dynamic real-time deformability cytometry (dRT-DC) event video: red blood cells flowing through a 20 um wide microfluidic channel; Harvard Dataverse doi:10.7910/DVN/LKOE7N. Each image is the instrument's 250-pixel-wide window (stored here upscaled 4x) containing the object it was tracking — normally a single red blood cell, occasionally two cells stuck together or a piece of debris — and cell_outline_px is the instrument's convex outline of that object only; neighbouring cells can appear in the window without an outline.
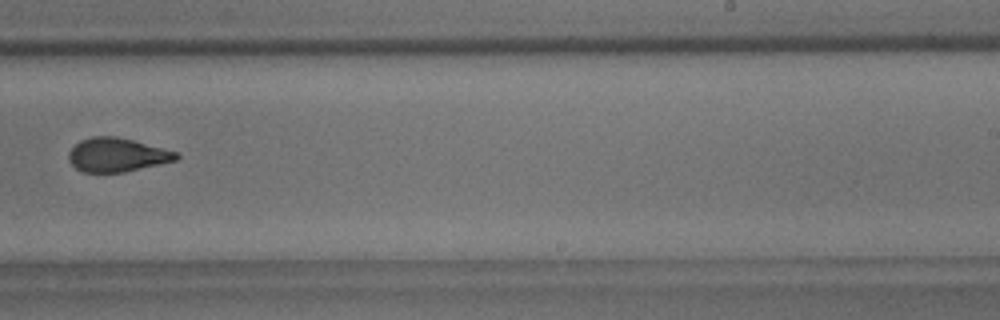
{"species": "common noctule bat (a hibernating species)", "species_latin": "Nyctalus noctula", "temperature_condition": "room temperature", "stored_images_in_passage": 8, "camera_frame_rate_fps": 3000, "um_per_image_px": 0.085, "animal": {"sex": "male", "body_mass_g": 18.8}, "frame": {"image": 1, "passage_image": 7, "time_ms": 2.0, "image_size_px": [1000, 320], "cell_outline_px": [[180, 156], [176, 160], [160, 164], [124, 172], [84, 172], [76, 168], [68, 160], [68, 152], [80, 140], [92, 136], [116, 136], [132, 140], [176, 152]], "centroid_in_image_um": [9.91, 13.16], "position_along_channel_um": 279.1, "area_um2": 20.98}}
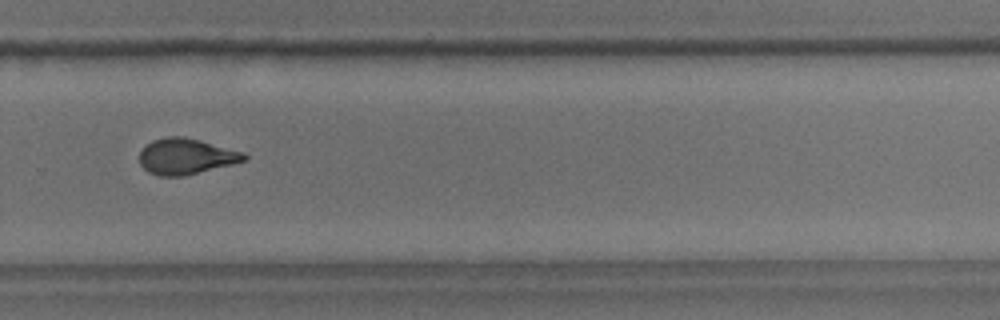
{"frame": {"image": 2, "passage_image": 8, "time_ms": 2.333, "image_size_px": [1000, 320], "cell_outline_px": [[248, 160], [184, 176], [160, 176], [148, 172], [140, 164], [140, 152], [152, 140], [168, 136], [184, 136], [200, 140], [244, 152], [248, 156]], "centroid_in_image_um": [15.83, 13.29], "position_along_channel_um": 314.0, "area_um2": 21.85}}